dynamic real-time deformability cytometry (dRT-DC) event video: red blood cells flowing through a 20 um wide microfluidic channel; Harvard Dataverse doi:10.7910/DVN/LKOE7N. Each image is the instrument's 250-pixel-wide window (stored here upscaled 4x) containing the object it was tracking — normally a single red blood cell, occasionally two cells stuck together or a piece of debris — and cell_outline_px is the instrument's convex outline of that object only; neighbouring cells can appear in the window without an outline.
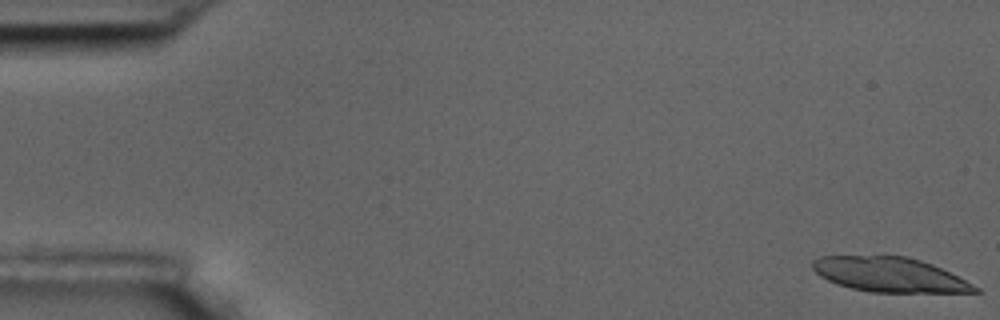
{"species": "common noctule bat (a hibernating species)", "species_latin": "Nyctalus noctula", "temperature_condition": "room temperature", "stored_images_in_passage": 47, "camera_frame_rate_fps": 3000, "um_per_image_px": 0.085, "animal": {"sex": "male", "body_mass_g": 17.5, "forearm_length_mm": 52.3}, "frame": {"image": 1, "passage_image": 1, "time_ms": 0.0, "image_size_px": [1000, 320], "cell_outline_px": [[980, 292], [868, 292], [836, 284], [820, 276], [812, 268], [812, 260], [820, 256], [904, 256], [920, 260], [932, 264], [980, 288]], "centroid_in_image_um": [75.57, 23.35], "position_along_channel_um": 9.4, "area_um2": 32.43}}
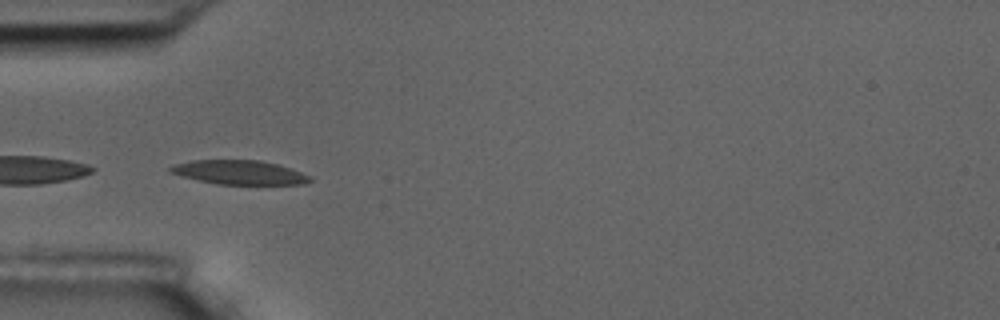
{"frame": {"image": 2, "passage_image": 18, "time_ms": 5.667, "image_size_px": [1000, 320], "cell_outline_px": [[312, 180], [300, 184], [216, 184], [180, 176], [168, 172], [168, 168], [176, 164], [192, 160], [260, 160], [276, 164], [312, 176]], "centroid_in_image_um": [20.3, 14.65], "position_along_channel_um": 64.7, "area_um2": 19.48}}
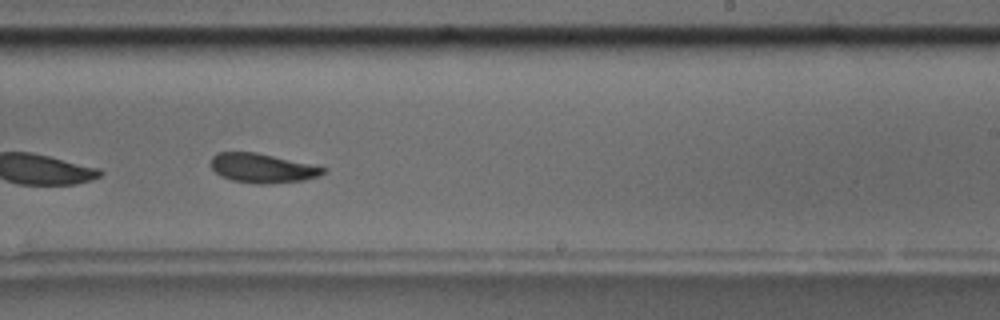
{"frame": {"image": 3, "passage_image": 35, "time_ms": 11.333, "image_size_px": [1000, 320], "cell_outline_px": [[328, 168], [324, 172], [316, 176], [304, 180], [268, 184], [256, 184], [232, 180], [220, 176], [212, 168], [212, 156], [216, 152], [256, 152]], "centroid_in_image_um": [22.27, 14.29], "position_along_channel_um": 266.7, "area_um2": 19.02}, "authors_computed_cell_mechanics": {"area_um2": 20.1144, "velocity_mm_per_s": 3.5999, "shape_relaxation_time_tau1_ms": 3.6684, "shape_relaxation_time_tau2_ms": 2.8249, "deformation_change_tau1": 0.1197, "deformation_change_tau2": 0.0901}}